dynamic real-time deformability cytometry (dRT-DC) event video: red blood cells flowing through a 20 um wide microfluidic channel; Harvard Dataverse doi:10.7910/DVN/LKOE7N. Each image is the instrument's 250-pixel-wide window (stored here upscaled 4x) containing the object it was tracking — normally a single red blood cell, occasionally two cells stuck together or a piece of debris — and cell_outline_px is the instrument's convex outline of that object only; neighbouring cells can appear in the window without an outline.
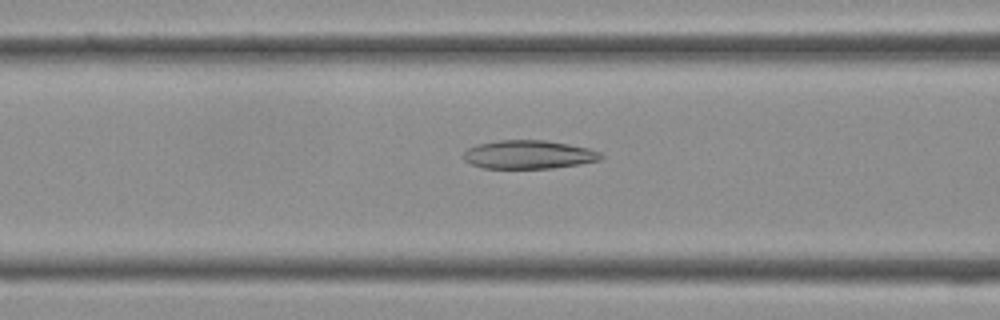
{"species": "Egyptian fruit bat (a non-hibernating species)", "species_latin": "Rousettus aegyptiacus", "temperature_condition": "cold", "stored_images_in_passage": 11, "camera_frame_rate_fps": 3000, "um_per_image_px": 0.085, "frame": {"image": 1, "passage_image": 10, "time_ms": 3.0, "image_size_px": [1000, 320], "cell_outline_px": [[604, 156], [600, 160], [580, 164], [552, 168], [484, 168], [472, 164], [464, 160], [464, 152], [468, 148], [476, 144], [500, 140], [544, 140], [568, 144], [588, 148], [600, 152]], "centroid_in_image_um": [44.94, 13.13], "position_along_channel_um": 121.7, "area_um2": 22.77}}